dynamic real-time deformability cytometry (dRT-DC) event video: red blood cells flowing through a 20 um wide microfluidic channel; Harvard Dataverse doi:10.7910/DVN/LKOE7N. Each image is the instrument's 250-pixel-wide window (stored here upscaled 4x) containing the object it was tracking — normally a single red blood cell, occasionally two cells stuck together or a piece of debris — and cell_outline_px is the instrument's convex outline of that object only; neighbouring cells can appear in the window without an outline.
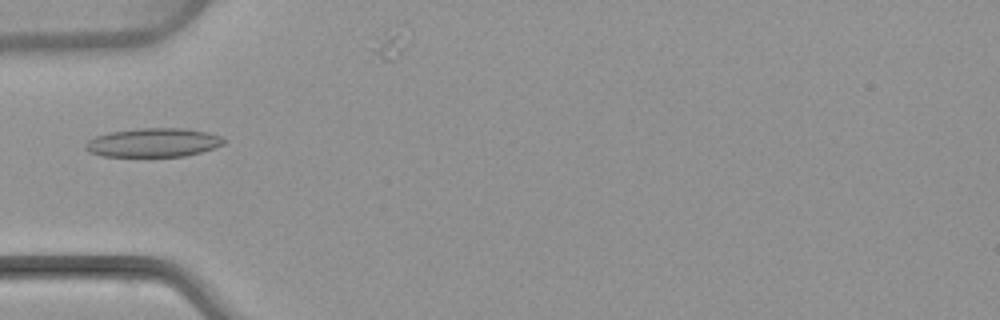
{"species": "common noctule bat (a hibernating species)", "species_latin": "Nyctalus noctula", "temperature_condition": "warm", "stored_images_in_passage": 5, "camera_frame_rate_fps": 3000, "um_per_image_px": 0.085, "animal": {"sex": "female", "body_mass_g": 22.7, "forearm_length_mm": 54.2}, "frame": {"image": 1, "passage_image": 4, "time_ms": 4.333, "image_size_px": [1000, 320], "cell_outline_px": [[228, 140], [224, 144], [200, 152], [184, 156], [100, 156], [88, 152], [84, 148], [84, 144], [88, 140], [96, 136], [108, 132], [136, 128], [184, 128], [208, 132], [220, 136]], "centroid_in_image_um": [13.01, 12.11], "position_along_channel_um": 72.0, "area_um2": 23.41}}